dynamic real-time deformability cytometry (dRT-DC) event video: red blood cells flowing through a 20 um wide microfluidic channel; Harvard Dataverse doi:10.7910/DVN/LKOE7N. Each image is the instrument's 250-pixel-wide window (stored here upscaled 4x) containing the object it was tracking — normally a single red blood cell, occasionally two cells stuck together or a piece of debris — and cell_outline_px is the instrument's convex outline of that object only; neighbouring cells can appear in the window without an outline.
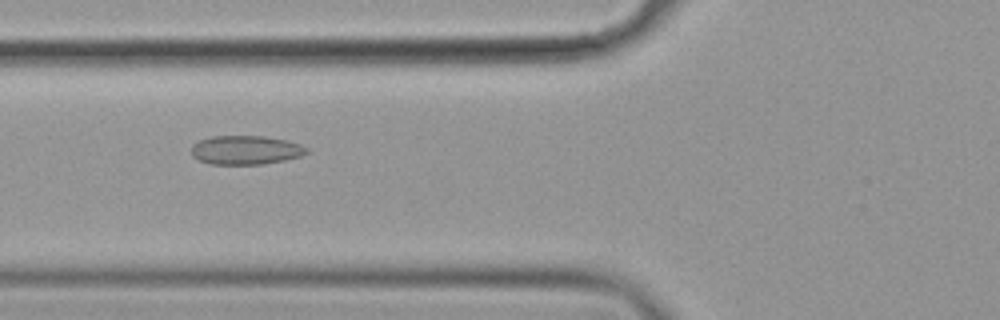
{"species": "common noctule bat (a hibernating species)", "species_latin": "Nyctalus noctula", "temperature_condition": "cold", "stored_images_in_passage": 53, "camera_frame_rate_fps": 3000, "um_per_image_px": 0.085, "animal": {"sex": "female", "body_mass_g": 19.9}, "frame": {"image": 1, "passage_image": 22, "time_ms": 7.0, "image_size_px": [1000, 320], "cell_outline_px": [[308, 152], [300, 156], [284, 160], [264, 164], [208, 164], [192, 156], [192, 144], [200, 140], [212, 136], [264, 136], [284, 140], [300, 144], [308, 148]], "centroid_in_image_um": [20.87, 12.75], "position_along_channel_um": 104.9, "area_um2": 19.36}}
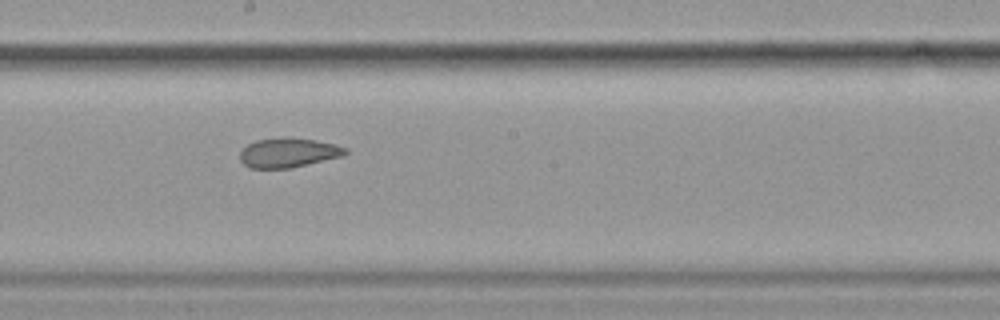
{"frame": {"image": 2, "passage_image": 32, "time_ms": 10.333, "image_size_px": [1000, 320], "cell_outline_px": [[348, 152], [344, 156], [288, 168], [248, 168], [240, 160], [240, 152], [248, 144], [256, 140], [284, 136], [316, 140], [336, 144], [348, 148]], "centroid_in_image_um": [24.53, 12.96], "position_along_channel_um": 223.7, "area_um2": 18.26}}
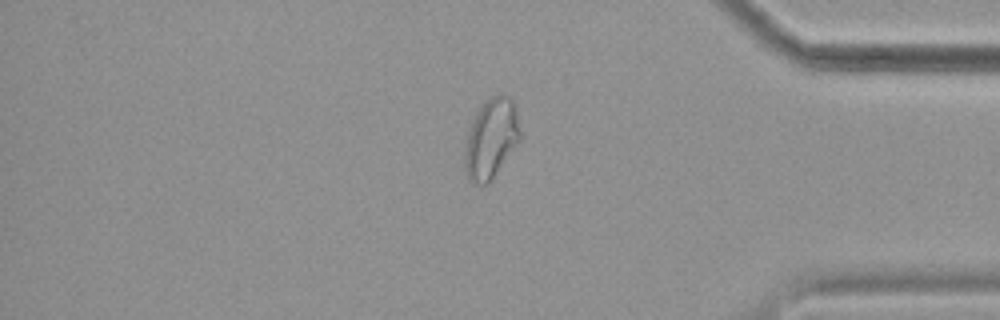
{"frame": {"image": 3, "passage_image": 48, "time_ms": 15.667, "image_size_px": [1000, 320], "cell_outline_px": [[520, 140], [492, 180], [488, 184], [476, 184], [468, 180], [464, 168], [464, 156], [468, 128], [476, 112], [488, 96], [508, 96], [512, 100], [516, 108], [520, 132]], "centroid_in_image_um": [41.72, 11.8], "position_along_channel_um": 393.5, "area_um2": 25.89}, "authors_computed_cell_mechanics": {"area_um2": 21.6172, "velocity_mm_per_s": 3.5693, "shape_relaxation_time_tau1_ms": null, "shape_relaxation_time_tau2_ms": 1.97, "deformation_change_tau1": null, "deformation_change_tau2": 0.0537}}